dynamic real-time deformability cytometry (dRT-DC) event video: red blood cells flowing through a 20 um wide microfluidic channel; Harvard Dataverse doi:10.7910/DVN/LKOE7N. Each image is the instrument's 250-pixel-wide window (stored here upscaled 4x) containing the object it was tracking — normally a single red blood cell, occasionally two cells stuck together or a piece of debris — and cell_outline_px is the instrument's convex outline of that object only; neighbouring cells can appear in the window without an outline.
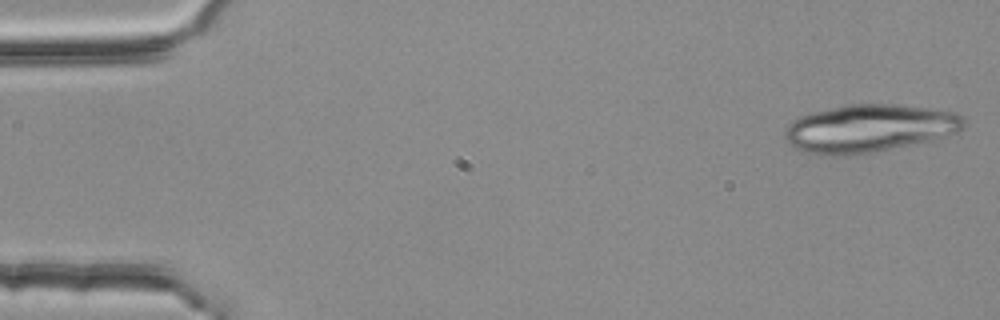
{"species": "common noctule bat (a hibernating species)", "species_latin": "Nyctalus noctula", "temperature_condition": "room temperature", "stored_images_in_passage": 18, "camera_frame_rate_fps": 3000, "um_per_image_px": 0.085, "animal": {"sex": "female", "body_mass_g": 25.1}, "frame": {"image": 1, "passage_image": 1, "time_ms": 0.0, "image_size_px": [1000, 320], "cell_outline_px": [[964, 128], [956, 132], [944, 136], [928, 140], [872, 152], [836, 156], [824, 156], [804, 152], [788, 144], [784, 136], [784, 132], [788, 124], [800, 116], [812, 112], [848, 104], [896, 104], [928, 108], [956, 112], [964, 120]], "centroid_in_image_um": [73.82, 10.91], "position_along_channel_um": 11.2, "area_um2": 49.53}}